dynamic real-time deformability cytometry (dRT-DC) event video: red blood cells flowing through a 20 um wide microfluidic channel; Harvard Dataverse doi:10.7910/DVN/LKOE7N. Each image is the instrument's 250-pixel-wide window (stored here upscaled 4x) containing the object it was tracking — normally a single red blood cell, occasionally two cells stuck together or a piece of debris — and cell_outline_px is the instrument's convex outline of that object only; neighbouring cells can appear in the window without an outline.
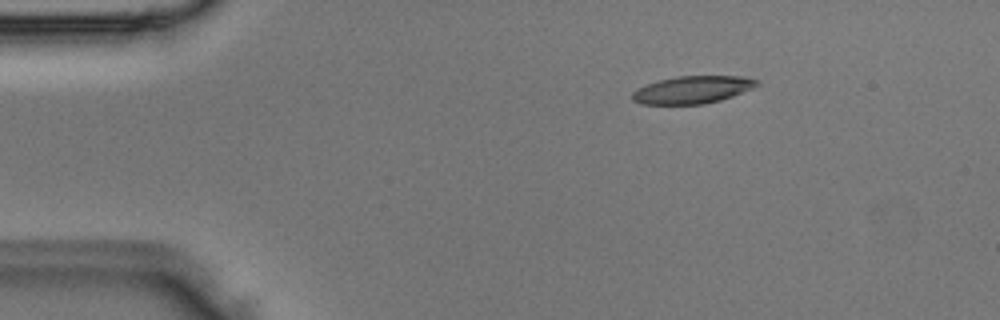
{"species": "Egyptian fruit bat (a non-hibernating species)", "species_latin": "Rousettus aegyptiacus", "temperature_condition": "room temperature", "stored_images_in_passage": 5, "camera_frame_rate_fps": 3000, "um_per_image_px": 0.085, "animal": {"sex": "male"}, "frame": {"image": 1, "passage_image": 1, "time_ms": 0.0, "image_size_px": [1000, 320], "cell_outline_px": [[760, 84], [752, 88], [732, 96], [720, 100], [704, 104], [640, 104], [632, 100], [632, 92], [636, 88], [644, 84], [676, 76], [744, 76], [760, 80]], "centroid_in_image_um": [58.84, 7.62], "position_along_channel_um": 26.2, "area_um2": 20.11}}
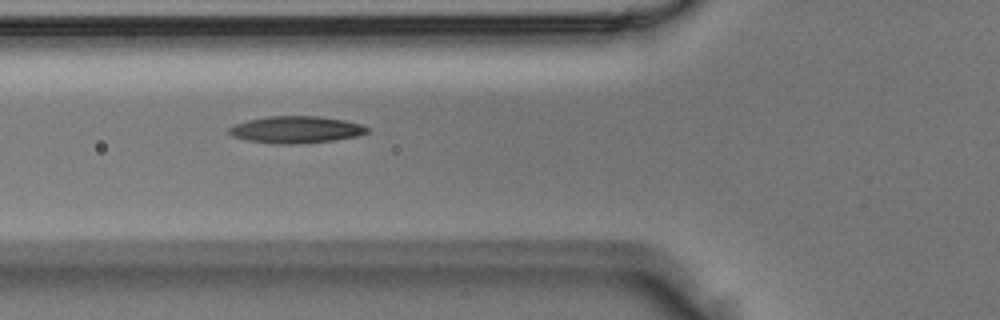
{"frame": {"image": 2, "passage_image": 4, "time_ms": 1.0, "image_size_px": [1000, 320], "cell_outline_px": [[368, 132], [356, 136], [336, 140], [292, 144], [272, 144], [244, 140], [232, 136], [228, 132], [228, 128], [236, 124], [248, 120], [268, 116], [320, 116], [344, 120], [360, 124], [368, 128]], "centroid_in_image_um": [25.12, 11.02], "position_along_channel_um": 100.7, "area_um2": 21.73}}
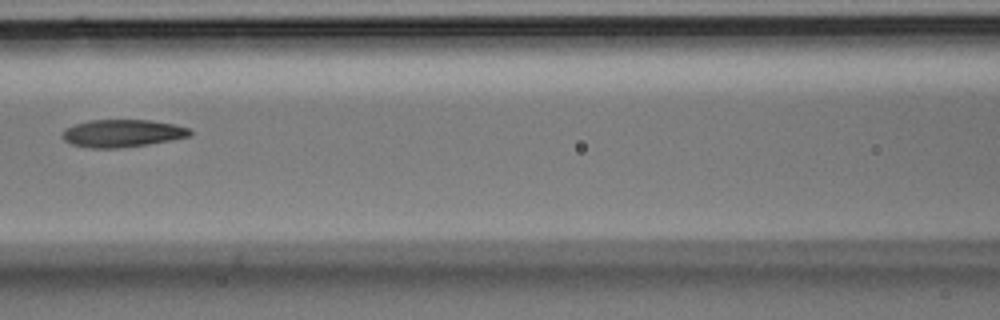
{"frame": {"image": 3, "passage_image": 5, "time_ms": 1.333, "image_size_px": [1000, 320], "cell_outline_px": [[192, 132], [188, 136], [172, 140], [148, 144], [116, 148], [88, 148], [72, 144], [64, 140], [60, 136], [64, 128], [76, 124], [92, 120], [152, 120], [172, 124], [188, 128]], "centroid_in_image_um": [10.35, 11.33], "position_along_channel_um": 156.3, "area_um2": 20.4}}